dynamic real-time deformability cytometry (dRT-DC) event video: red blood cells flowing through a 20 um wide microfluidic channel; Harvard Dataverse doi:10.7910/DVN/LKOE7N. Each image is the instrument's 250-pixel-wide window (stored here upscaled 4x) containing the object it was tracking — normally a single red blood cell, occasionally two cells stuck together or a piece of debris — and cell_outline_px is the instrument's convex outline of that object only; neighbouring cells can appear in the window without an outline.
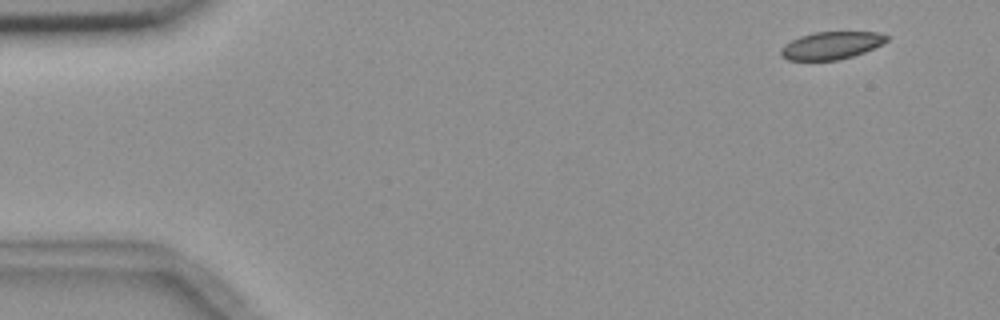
{"species": "common noctule bat (a hibernating species)", "species_latin": "Nyctalus noctula", "temperature_condition": "room temperature", "stored_images_in_passage": 5, "camera_frame_rate_fps": 3000, "um_per_image_px": 0.085, "animal": {"sex": "female", "body_mass_g": 18.4}, "frame": {"image": 1, "passage_image": 2, "time_ms": 1.0, "image_size_px": [1000, 320], "cell_outline_px": [[888, 40], [864, 52], [852, 56], [836, 60], [788, 60], [780, 56], [780, 48], [784, 44], [800, 36], [816, 32], [880, 32], [888, 36]], "centroid_in_image_um": [70.62, 3.86], "position_along_channel_um": 14.4, "area_um2": 16.88}}
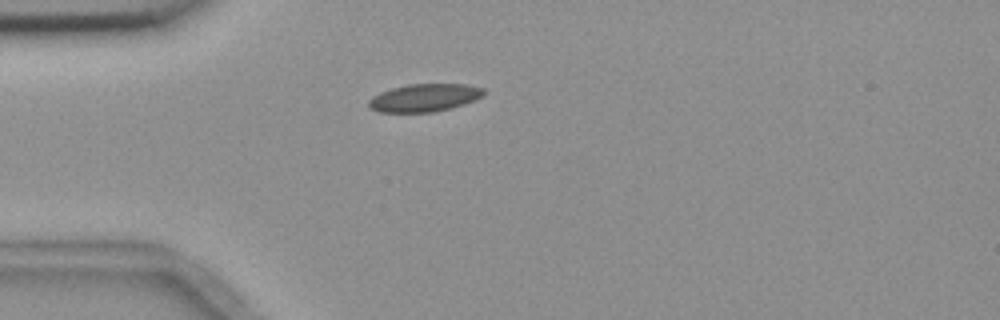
{"frame": {"image": 2, "passage_image": 5, "time_ms": 4.667, "image_size_px": [1000, 320], "cell_outline_px": [[484, 96], [464, 104], [432, 112], [380, 112], [368, 108], [368, 100], [372, 96], [380, 92], [392, 88], [408, 84], [464, 84], [484, 88]], "centroid_in_image_um": [36.04, 8.3], "position_along_channel_um": 49.0, "area_um2": 18.61}}